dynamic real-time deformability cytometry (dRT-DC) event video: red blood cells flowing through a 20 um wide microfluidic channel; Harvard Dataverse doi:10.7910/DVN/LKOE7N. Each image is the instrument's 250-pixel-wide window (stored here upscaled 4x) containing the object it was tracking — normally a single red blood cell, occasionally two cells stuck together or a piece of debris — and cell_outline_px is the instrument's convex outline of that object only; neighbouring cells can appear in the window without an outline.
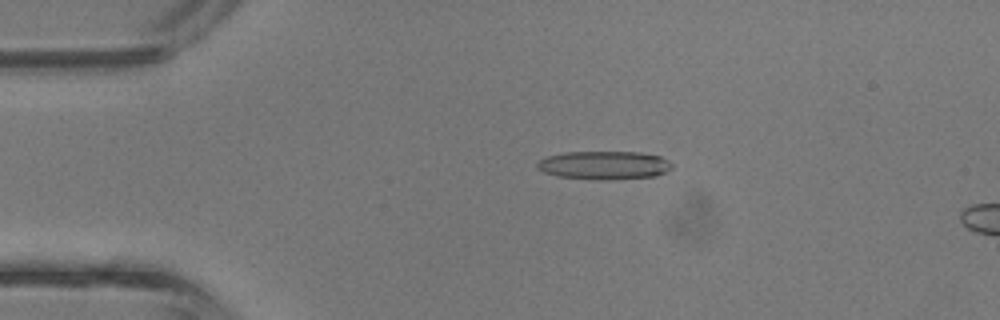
{"species": "common noctule bat (a hibernating species)", "species_latin": "Nyctalus noctula", "temperature_condition": "room temperature", "stored_images_in_passage": 4, "camera_frame_rate_fps": 3000, "um_per_image_px": 0.085, "animal": {"sex": "male", "body_mass_g": 13.3}, "frame": {"image": 1, "passage_image": 3, "time_ms": 0.667, "image_size_px": [1000, 320], "cell_outline_px": [[672, 168], [656, 176], [612, 180], [596, 180], [556, 176], [544, 172], [536, 168], [536, 164], [540, 160], [548, 156], [564, 152], [640, 152], [660, 156], [668, 160], [672, 164]], "centroid_in_image_um": [51.35, 14.05], "position_along_channel_um": 33.7, "area_um2": 22.48}}